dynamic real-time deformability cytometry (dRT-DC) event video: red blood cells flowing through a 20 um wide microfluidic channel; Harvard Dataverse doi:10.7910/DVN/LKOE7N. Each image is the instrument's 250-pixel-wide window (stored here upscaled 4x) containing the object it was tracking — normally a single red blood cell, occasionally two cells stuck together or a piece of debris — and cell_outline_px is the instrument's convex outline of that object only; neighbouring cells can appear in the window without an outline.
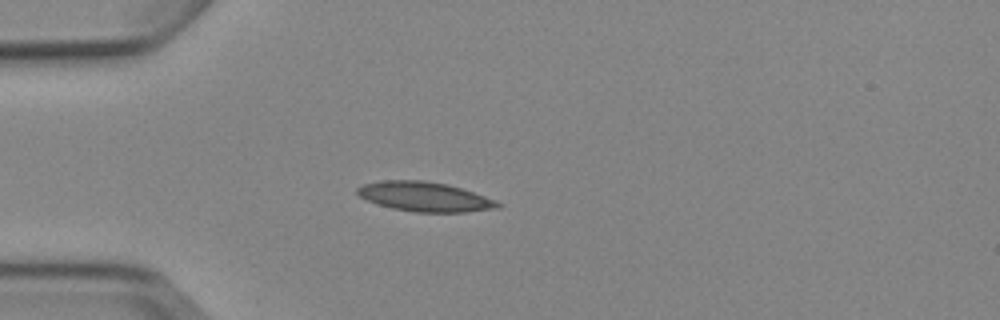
{"species": "Egyptian fruit bat (a non-hibernating species)", "species_latin": "Rousettus aegyptiacus", "temperature_condition": "cold", "stored_images_in_passage": 5, "camera_frame_rate_fps": 3000, "um_per_image_px": 0.085, "animal": {"sex": "female"}, "frame": {"image": 1, "passage_image": 5, "time_ms": 4.667, "image_size_px": [1000, 320], "cell_outline_px": [[504, 204], [500, 208], [464, 212], [416, 212], [392, 208], [376, 204], [360, 196], [356, 192], [356, 188], [364, 184], [384, 180], [424, 180], [448, 184], [484, 196]], "centroid_in_image_um": [36.1, 16.72], "position_along_channel_um": 48.9, "area_um2": 24.1}}